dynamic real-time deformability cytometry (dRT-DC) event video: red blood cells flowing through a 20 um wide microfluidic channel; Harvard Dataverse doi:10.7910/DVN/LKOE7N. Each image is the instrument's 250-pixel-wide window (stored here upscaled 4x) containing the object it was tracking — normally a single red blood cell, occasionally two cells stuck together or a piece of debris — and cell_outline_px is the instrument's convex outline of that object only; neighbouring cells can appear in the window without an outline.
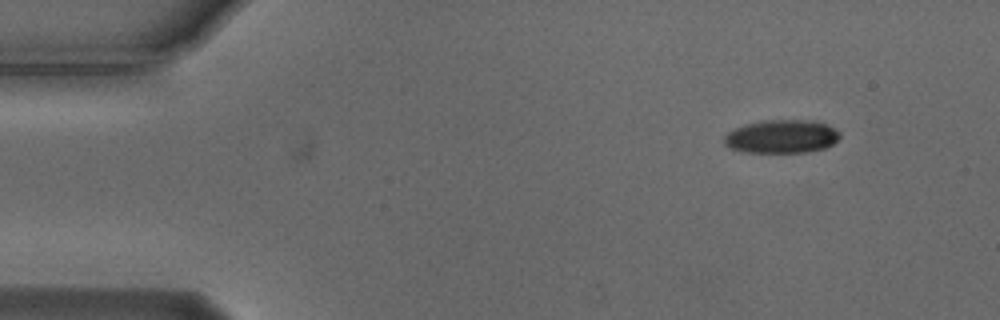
{"species": "Egyptian fruit bat (a non-hibernating species)", "species_latin": "Rousettus aegyptiacus", "temperature_condition": "cold", "stored_images_in_passage": 41, "camera_frame_rate_fps": 3000, "um_per_image_px": 0.085, "animal": {"sex": "male"}, "frame": {"image": 1, "passage_image": 1, "time_ms": 0.0, "image_size_px": [1000, 320], "cell_outline_px": [[840, 136], [832, 144], [824, 148], [808, 152], [744, 152], [732, 148], [724, 144], [724, 136], [728, 132], [736, 128], [748, 124], [764, 120], [812, 120], [824, 124], [840, 132]], "centroid_in_image_um": [66.43, 11.6], "position_along_channel_um": 18.6, "area_um2": 22.2}}
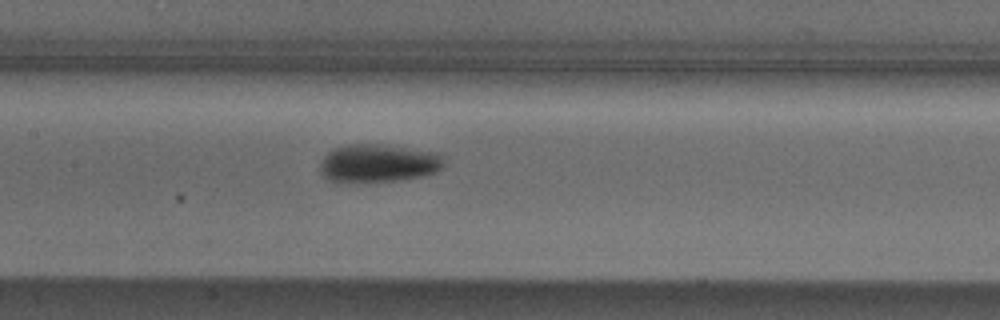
{"frame": {"image": 2, "passage_image": 21, "time_ms": 6.667, "image_size_px": [1000, 320], "cell_outline_px": [[444, 168], [436, 172], [424, 176], [400, 180], [340, 184], [328, 180], [324, 176], [320, 168], [320, 164], [324, 156], [332, 148], [348, 144], [388, 144], [440, 152], [444, 156]], "centroid_in_image_um": [32.19, 13.88], "position_along_channel_um": 175.2, "area_um2": 28.61}}
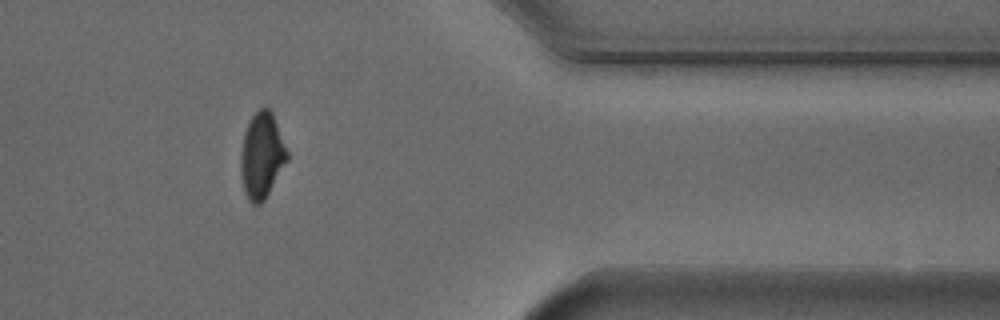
{"frame": {"image": 3, "passage_image": 40, "time_ms": 13.0, "image_size_px": [1000, 320], "cell_outline_px": [[288, 160], [264, 200], [260, 204], [252, 204], [248, 200], [244, 192], [240, 172], [240, 160], [244, 132], [252, 116], [260, 108], [268, 108], [272, 112], [288, 152]], "centroid_in_image_um": [22.24, 13.24], "position_along_channel_um": 389.2, "area_um2": 23.06}, "authors_computed_cell_mechanics": {"area_um2": 25.432, "velocity_mm_per_s": 3.7202, "shape_relaxation_time_tau1_ms": 3.3885, "shape_relaxation_time_tau2_ms": null, "deformation_change_tau1": 0.125, "deformation_change_tau2": null}}